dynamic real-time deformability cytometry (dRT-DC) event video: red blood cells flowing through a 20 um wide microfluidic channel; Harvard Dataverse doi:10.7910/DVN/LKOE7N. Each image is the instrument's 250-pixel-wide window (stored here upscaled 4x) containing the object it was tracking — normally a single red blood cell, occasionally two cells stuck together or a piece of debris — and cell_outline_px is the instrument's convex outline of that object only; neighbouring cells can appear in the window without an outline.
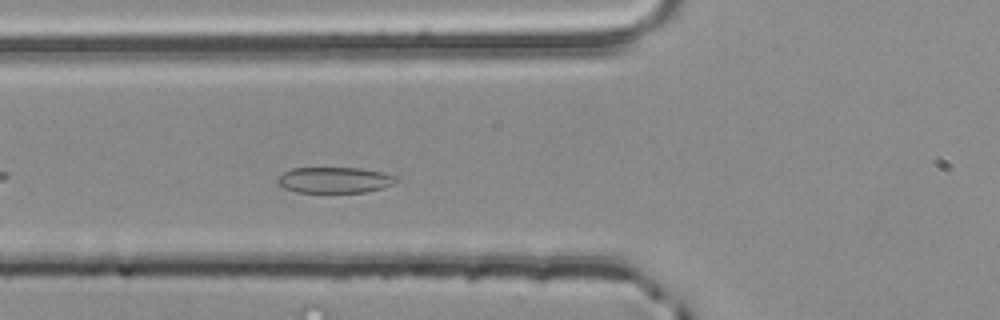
{"species": "common noctule bat (a hibernating species)", "species_latin": "Nyctalus noctula", "temperature_condition": "room temperature", "stored_images_in_passage": 42, "camera_frame_rate_fps": 3000, "um_per_image_px": 0.085, "animal": {"sex": "male", "body_mass_g": 20.4}, "frame": {"image": 1, "passage_image": 7, "time_ms": 2.0, "image_size_px": [1000, 320], "cell_outline_px": [[396, 180], [392, 184], [384, 188], [364, 192], [296, 192], [284, 188], [276, 184], [276, 180], [284, 172], [292, 168], [360, 168], [384, 172], [396, 176]], "centroid_in_image_um": [28.42, 15.3], "position_along_channel_um": 97.4, "area_um2": 17.92}}
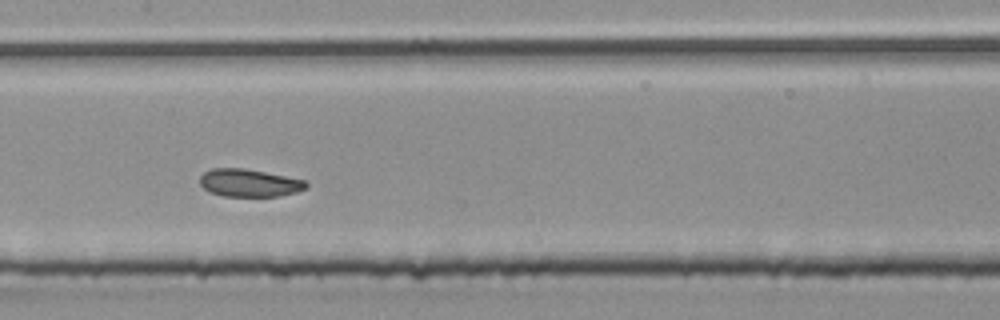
{"frame": {"image": 2, "passage_image": 14, "time_ms": 4.333, "image_size_px": [1000, 320], "cell_outline_px": [[308, 188], [296, 192], [280, 196], [224, 196], [212, 192], [204, 188], [200, 184], [200, 176], [204, 172], [212, 168], [244, 168], [304, 180], [308, 184]], "centroid_in_image_um": [21.19, 15.55], "position_along_channel_um": 186.2, "area_um2": 16.99}}
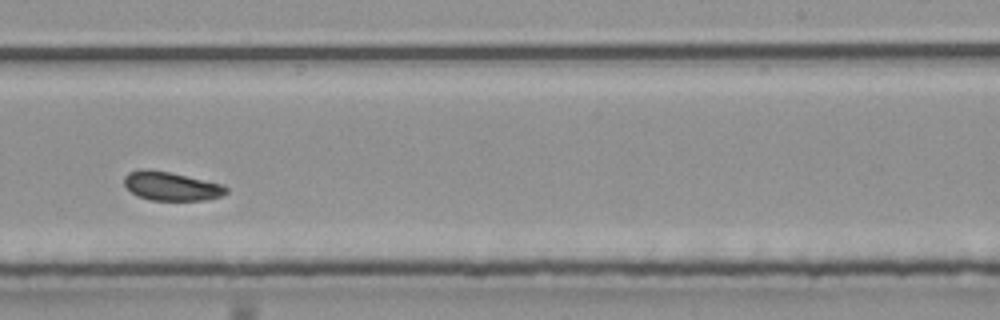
{"frame": {"image": 3, "passage_image": 21, "time_ms": 6.667, "image_size_px": [1000, 320], "cell_outline_px": [[228, 192], [220, 196], [208, 200], [152, 200], [136, 196], [124, 184], [124, 176], [128, 172], [140, 168], [144, 168], [168, 172], [220, 184], [228, 188]], "centroid_in_image_um": [14.51, 15.82], "position_along_channel_um": 274.5, "area_um2": 16.94}, "authors_computed_cell_mechanics": {"area_um2": 17.5134, "velocity_mm_per_s": 3.7997, "shape_relaxation_time_tau1_ms": 1.8406, "shape_relaxation_time_tau2_ms": 1.7069, "deformation_change_tau1": 0.0797, "deformation_change_tau2": 0.0787}}